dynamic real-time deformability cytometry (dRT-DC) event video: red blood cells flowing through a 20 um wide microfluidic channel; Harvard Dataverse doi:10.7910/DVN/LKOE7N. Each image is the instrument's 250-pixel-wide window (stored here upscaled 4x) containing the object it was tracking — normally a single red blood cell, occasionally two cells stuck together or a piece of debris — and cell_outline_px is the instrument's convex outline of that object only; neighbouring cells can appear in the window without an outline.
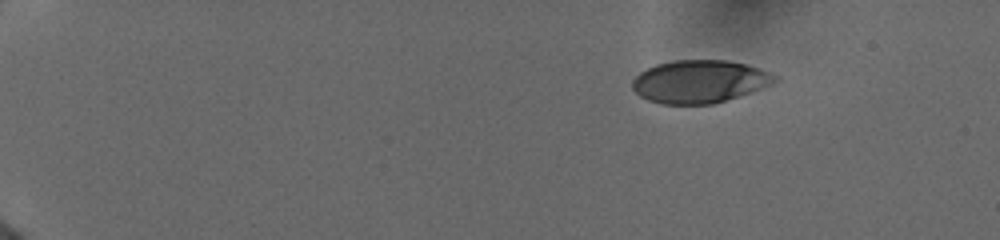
{"species": "human", "species_latin": "Homo sapiens", "temperature_condition": "cold", "stored_images_in_passage": 32, "camera_frame_rate_fps": 3000, "um_per_image_px": 0.085, "donor": {"sex": "female"}, "frame": {"image": 1, "passage_image": 1, "time_ms": 0.0, "image_size_px": [1000, 240], "cell_outline_px": [[780, 80], [772, 84], [712, 104], [660, 104], [648, 100], [640, 96], [632, 88], [632, 80], [640, 72], [656, 64], [672, 60], [728, 60], [744, 64], [780, 76]], "centroid_in_image_um": [59.43, 6.92], "position_along_channel_um": 25.6, "area_um2": 35.32}}
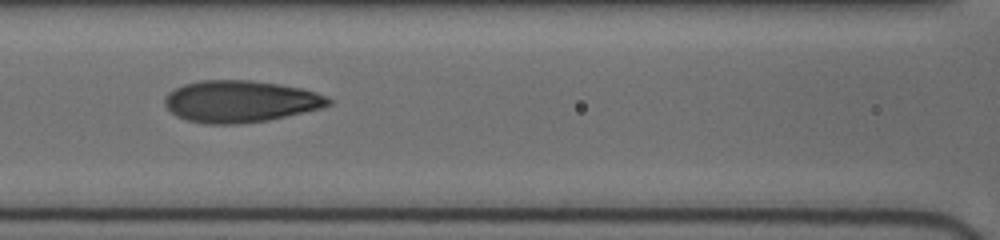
{"frame": {"image": 2, "passage_image": 18, "time_ms": 6.333, "image_size_px": [1000, 240], "cell_outline_px": [[332, 104], [324, 108], [268, 120], [236, 124], [204, 124], [188, 120], [176, 116], [164, 104], [164, 100], [176, 88], [184, 84], [200, 80], [252, 80], [280, 84], [300, 88], [316, 92], [328, 96], [332, 100]], "centroid_in_image_um": [20.49, 8.62], "position_along_channel_um": 146.1, "area_um2": 39.94}}
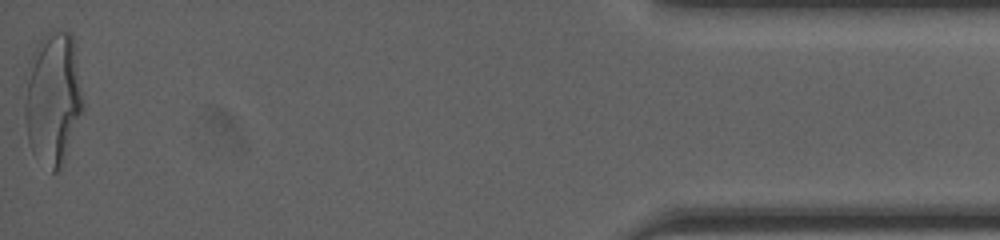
{"frame": {"image": 3, "passage_image": 32, "time_ms": 15.333, "image_size_px": [1000, 240], "cell_outline_px": [[84, 108], [60, 168], [56, 172], [52, 172], [32, 152], [28, 140], [24, 116], [24, 104], [28, 60], [32, 52], [40, 40], [48, 32], [72, 32], [84, 104]], "centroid_in_image_um": [4.48, 8.34], "position_along_channel_um": 430.7, "area_um2": 44.97}, "authors_computed_cell_mechanics": {"area_um2": 39.0439, "velocity_mm_per_s": 3.9543, "shape_relaxation_time_tau1_ms": 5.6126, "shape_relaxation_time_tau2_ms": 1.046, "deformation_change_tau1": 0.1946, "deformation_change_tau2": 0.0749}}